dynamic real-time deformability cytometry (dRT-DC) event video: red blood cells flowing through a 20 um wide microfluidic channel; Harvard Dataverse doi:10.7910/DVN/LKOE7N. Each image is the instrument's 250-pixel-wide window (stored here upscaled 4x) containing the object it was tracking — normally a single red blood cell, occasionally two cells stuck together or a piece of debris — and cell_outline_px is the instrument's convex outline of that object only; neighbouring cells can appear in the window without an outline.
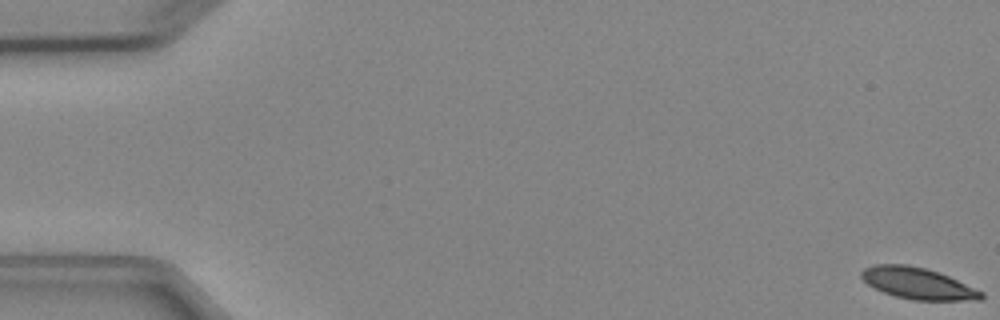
{"species": "Egyptian fruit bat (a non-hibernating species)", "species_latin": "Rousettus aegyptiacus", "temperature_condition": "cold", "stored_images_in_passage": 8, "camera_frame_rate_fps": 3000, "um_per_image_px": 0.085, "animal": {"sex": "female"}, "frame": {"image": 1, "passage_image": 1, "time_ms": 0.0, "image_size_px": [1000, 320], "cell_outline_px": [[984, 296], [980, 300], [912, 300], [896, 296], [884, 292], [868, 284], [860, 276], [860, 272], [864, 268], [876, 264], [904, 264], [924, 268], [940, 272], [984, 292]], "centroid_in_image_um": [78.03, 24.08], "position_along_channel_um": 7.0, "area_um2": 21.85}}
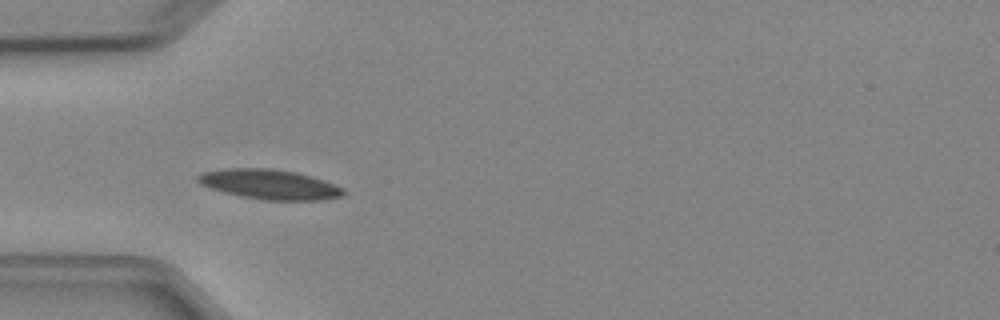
{"frame": {"image": 2, "passage_image": 5, "time_ms": 5.333, "image_size_px": [1000, 320], "cell_outline_px": [[348, 192], [344, 196], [320, 200], [264, 200], [240, 196], [224, 192], [200, 184], [196, 180], [196, 176], [200, 172], [224, 168], [272, 168], [296, 172], [312, 176], [324, 180], [344, 188]], "centroid_in_image_um": [22.93, 15.66], "position_along_channel_um": 62.1, "area_um2": 25.61}}